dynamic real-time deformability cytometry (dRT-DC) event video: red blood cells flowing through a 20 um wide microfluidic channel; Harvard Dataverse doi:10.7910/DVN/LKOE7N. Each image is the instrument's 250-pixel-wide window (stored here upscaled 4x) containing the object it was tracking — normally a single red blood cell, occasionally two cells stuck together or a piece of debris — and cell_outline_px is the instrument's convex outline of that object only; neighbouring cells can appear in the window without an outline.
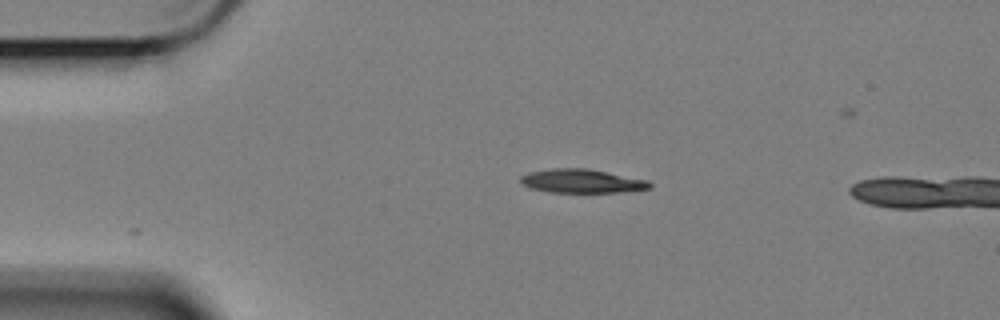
{"species": "Egyptian fruit bat (a non-hibernating species)", "species_latin": "Rousettus aegyptiacus", "temperature_condition": "cold", "stored_images_in_passage": 19, "camera_frame_rate_fps": 3000, "um_per_image_px": 0.085, "animal": {"sex": "female"}, "frame": {"image": 1, "passage_image": 1, "time_ms": 0.0, "image_size_px": [1000, 320], "cell_outline_px": [[652, 188], [620, 192], [548, 192], [528, 188], [520, 180], [520, 176], [532, 172], [552, 168], [588, 168], [648, 180], [652, 184]], "centroid_in_image_um": [49.47, 15.39], "position_along_channel_um": 35.5, "area_um2": 17.86}}
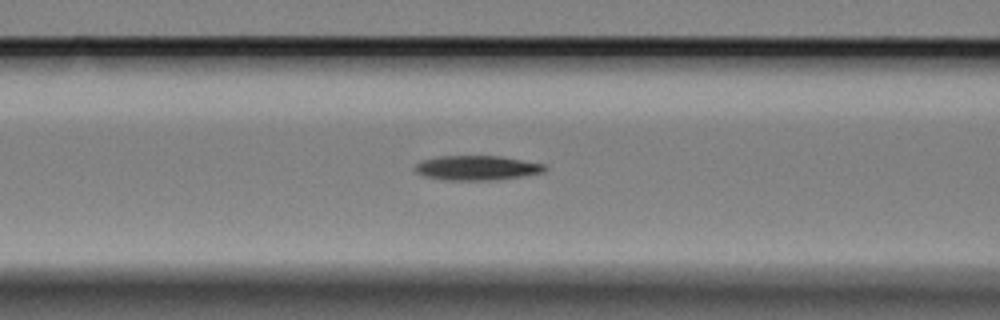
{"frame": {"image": 2, "passage_image": 12, "time_ms": 3.667, "image_size_px": [1000, 320], "cell_outline_px": [[548, 168], [544, 172], [524, 176], [500, 180], [444, 180], [424, 176], [416, 172], [412, 168], [416, 164], [424, 160], [440, 156], [500, 156], [544, 164]], "centroid_in_image_um": [40.55, 14.28], "position_along_channel_um": 126.1, "area_um2": 18.73}}
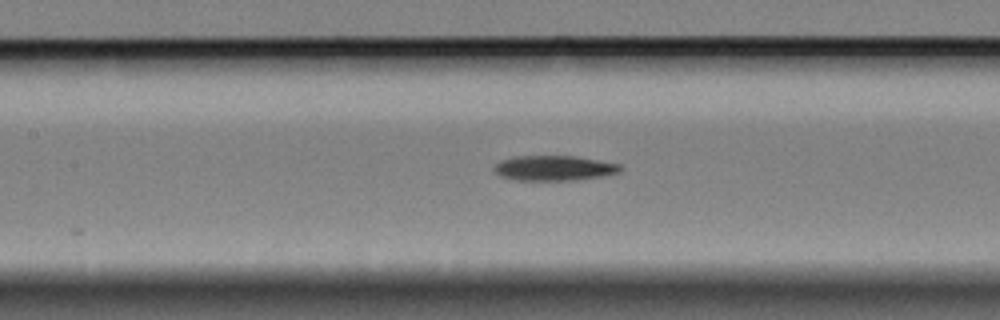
{"frame": {"image": 3, "passage_image": 15, "time_ms": 4.667, "image_size_px": [1000, 320], "cell_outline_px": [[624, 168], [620, 172], [604, 176], [576, 180], [520, 180], [504, 176], [496, 172], [496, 164], [500, 160], [516, 156], [576, 156], [620, 164]], "centroid_in_image_um": [47.19, 14.28], "position_along_channel_um": 160.2, "area_um2": 18.26}}